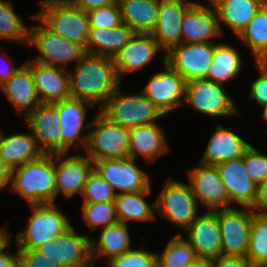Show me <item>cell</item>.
Wrapping results in <instances>:
<instances>
[{"instance_id":"6da1fadb","label":"cell","mask_w":267,"mask_h":267,"mask_svg":"<svg viewBox=\"0 0 267 267\" xmlns=\"http://www.w3.org/2000/svg\"><path fill=\"white\" fill-rule=\"evenodd\" d=\"M69 73L71 98L82 99L100 108L120 88L113 58L85 53Z\"/></svg>"},{"instance_id":"7a4b0ae2","label":"cell","mask_w":267,"mask_h":267,"mask_svg":"<svg viewBox=\"0 0 267 267\" xmlns=\"http://www.w3.org/2000/svg\"><path fill=\"white\" fill-rule=\"evenodd\" d=\"M55 179V154H43L10 170L8 183L29 205H44L55 204Z\"/></svg>"},{"instance_id":"3957f363","label":"cell","mask_w":267,"mask_h":267,"mask_svg":"<svg viewBox=\"0 0 267 267\" xmlns=\"http://www.w3.org/2000/svg\"><path fill=\"white\" fill-rule=\"evenodd\" d=\"M40 7L35 15L49 29L85 48L90 31L87 12L71 0H40Z\"/></svg>"},{"instance_id":"277c9868","label":"cell","mask_w":267,"mask_h":267,"mask_svg":"<svg viewBox=\"0 0 267 267\" xmlns=\"http://www.w3.org/2000/svg\"><path fill=\"white\" fill-rule=\"evenodd\" d=\"M122 93L118 88L99 109L111 122L132 129L154 124L164 117L142 92L132 95Z\"/></svg>"},{"instance_id":"5b68a950","label":"cell","mask_w":267,"mask_h":267,"mask_svg":"<svg viewBox=\"0 0 267 267\" xmlns=\"http://www.w3.org/2000/svg\"><path fill=\"white\" fill-rule=\"evenodd\" d=\"M32 18L41 23L29 28L27 47L33 46L39 52V56L34 61L65 68L71 61L77 63L86 53L83 46L61 37L49 29L36 15H32Z\"/></svg>"},{"instance_id":"8992f818","label":"cell","mask_w":267,"mask_h":267,"mask_svg":"<svg viewBox=\"0 0 267 267\" xmlns=\"http://www.w3.org/2000/svg\"><path fill=\"white\" fill-rule=\"evenodd\" d=\"M29 207L32 214L26 229L16 235L18 249H36L46 241L56 239L72 226L56 203Z\"/></svg>"},{"instance_id":"52a82bcc","label":"cell","mask_w":267,"mask_h":267,"mask_svg":"<svg viewBox=\"0 0 267 267\" xmlns=\"http://www.w3.org/2000/svg\"><path fill=\"white\" fill-rule=\"evenodd\" d=\"M86 126L94 127L86 147L93 161L129 157V129L111 122L100 111Z\"/></svg>"},{"instance_id":"ba28073f","label":"cell","mask_w":267,"mask_h":267,"mask_svg":"<svg viewBox=\"0 0 267 267\" xmlns=\"http://www.w3.org/2000/svg\"><path fill=\"white\" fill-rule=\"evenodd\" d=\"M155 202L156 212L182 229L187 230L197 216L199 205L189 183L168 178Z\"/></svg>"},{"instance_id":"9c48e42d","label":"cell","mask_w":267,"mask_h":267,"mask_svg":"<svg viewBox=\"0 0 267 267\" xmlns=\"http://www.w3.org/2000/svg\"><path fill=\"white\" fill-rule=\"evenodd\" d=\"M184 98L186 104L208 116L226 117L239 114L224 85L207 78L194 79L186 83Z\"/></svg>"},{"instance_id":"30bf717a","label":"cell","mask_w":267,"mask_h":267,"mask_svg":"<svg viewBox=\"0 0 267 267\" xmlns=\"http://www.w3.org/2000/svg\"><path fill=\"white\" fill-rule=\"evenodd\" d=\"M215 47L214 42H182L166 52V62L184 78L186 83L206 78L213 61Z\"/></svg>"},{"instance_id":"8fae6325","label":"cell","mask_w":267,"mask_h":267,"mask_svg":"<svg viewBox=\"0 0 267 267\" xmlns=\"http://www.w3.org/2000/svg\"><path fill=\"white\" fill-rule=\"evenodd\" d=\"M132 157L93 161V168L118 193H134L150 188L147 172L136 164Z\"/></svg>"},{"instance_id":"7c38bea8","label":"cell","mask_w":267,"mask_h":267,"mask_svg":"<svg viewBox=\"0 0 267 267\" xmlns=\"http://www.w3.org/2000/svg\"><path fill=\"white\" fill-rule=\"evenodd\" d=\"M252 220L253 211L250 208L218 210L222 255L246 258Z\"/></svg>"},{"instance_id":"4fadbf2b","label":"cell","mask_w":267,"mask_h":267,"mask_svg":"<svg viewBox=\"0 0 267 267\" xmlns=\"http://www.w3.org/2000/svg\"><path fill=\"white\" fill-rule=\"evenodd\" d=\"M73 226L56 239L36 248L40 253L58 261L64 267H94L90 236H80Z\"/></svg>"},{"instance_id":"5bb4252c","label":"cell","mask_w":267,"mask_h":267,"mask_svg":"<svg viewBox=\"0 0 267 267\" xmlns=\"http://www.w3.org/2000/svg\"><path fill=\"white\" fill-rule=\"evenodd\" d=\"M164 71L154 74L141 91L165 116L183 105L186 82L184 78L163 59Z\"/></svg>"},{"instance_id":"9a60e30c","label":"cell","mask_w":267,"mask_h":267,"mask_svg":"<svg viewBox=\"0 0 267 267\" xmlns=\"http://www.w3.org/2000/svg\"><path fill=\"white\" fill-rule=\"evenodd\" d=\"M188 178L197 204L202 203L207 210L233 208L216 166L198 162L195 168L189 170Z\"/></svg>"},{"instance_id":"2e32d148","label":"cell","mask_w":267,"mask_h":267,"mask_svg":"<svg viewBox=\"0 0 267 267\" xmlns=\"http://www.w3.org/2000/svg\"><path fill=\"white\" fill-rule=\"evenodd\" d=\"M24 121L43 154H62L61 125L57 107L53 103H40Z\"/></svg>"},{"instance_id":"e0dca14e","label":"cell","mask_w":267,"mask_h":267,"mask_svg":"<svg viewBox=\"0 0 267 267\" xmlns=\"http://www.w3.org/2000/svg\"><path fill=\"white\" fill-rule=\"evenodd\" d=\"M186 240L195 250L198 259L212 260L222 256V236L218 222V210H208L196 216L185 230Z\"/></svg>"},{"instance_id":"ac0fdd59","label":"cell","mask_w":267,"mask_h":267,"mask_svg":"<svg viewBox=\"0 0 267 267\" xmlns=\"http://www.w3.org/2000/svg\"><path fill=\"white\" fill-rule=\"evenodd\" d=\"M24 64L31 70L41 103H54L71 97L69 71L65 68L34 60H28Z\"/></svg>"},{"instance_id":"d6986e66","label":"cell","mask_w":267,"mask_h":267,"mask_svg":"<svg viewBox=\"0 0 267 267\" xmlns=\"http://www.w3.org/2000/svg\"><path fill=\"white\" fill-rule=\"evenodd\" d=\"M183 43H212L221 36L218 15L214 6H204L195 2L184 14L182 23Z\"/></svg>"},{"instance_id":"ffe728a7","label":"cell","mask_w":267,"mask_h":267,"mask_svg":"<svg viewBox=\"0 0 267 267\" xmlns=\"http://www.w3.org/2000/svg\"><path fill=\"white\" fill-rule=\"evenodd\" d=\"M92 169L93 160L88 155H70L67 158L65 153L55 154L56 197L59 192L67 198L82 194Z\"/></svg>"},{"instance_id":"44dd1931","label":"cell","mask_w":267,"mask_h":267,"mask_svg":"<svg viewBox=\"0 0 267 267\" xmlns=\"http://www.w3.org/2000/svg\"><path fill=\"white\" fill-rule=\"evenodd\" d=\"M195 2L186 0H161L153 37L165 52L182 43L181 23L186 11Z\"/></svg>"},{"instance_id":"7402d4cb","label":"cell","mask_w":267,"mask_h":267,"mask_svg":"<svg viewBox=\"0 0 267 267\" xmlns=\"http://www.w3.org/2000/svg\"><path fill=\"white\" fill-rule=\"evenodd\" d=\"M57 107L59 114V123L61 125V136H62V153H67L69 148L74 143H80L87 147L89 133L85 136L80 134L84 126L86 117V109L93 107V104L77 98H68L62 101H56L53 103ZM79 141V142H78Z\"/></svg>"},{"instance_id":"603a6c76","label":"cell","mask_w":267,"mask_h":267,"mask_svg":"<svg viewBox=\"0 0 267 267\" xmlns=\"http://www.w3.org/2000/svg\"><path fill=\"white\" fill-rule=\"evenodd\" d=\"M216 167L229 195L230 204L236 202L243 208L252 209L258 185L246 173L242 157L217 164Z\"/></svg>"},{"instance_id":"cb8c5ba5","label":"cell","mask_w":267,"mask_h":267,"mask_svg":"<svg viewBox=\"0 0 267 267\" xmlns=\"http://www.w3.org/2000/svg\"><path fill=\"white\" fill-rule=\"evenodd\" d=\"M159 49L162 48L152 34L135 33L114 58L119 80L151 62Z\"/></svg>"},{"instance_id":"d4e9b609","label":"cell","mask_w":267,"mask_h":267,"mask_svg":"<svg viewBox=\"0 0 267 267\" xmlns=\"http://www.w3.org/2000/svg\"><path fill=\"white\" fill-rule=\"evenodd\" d=\"M214 131L201 161H199L201 164L216 166L217 164L240 158L251 145L220 124L217 125V129Z\"/></svg>"},{"instance_id":"484cf974","label":"cell","mask_w":267,"mask_h":267,"mask_svg":"<svg viewBox=\"0 0 267 267\" xmlns=\"http://www.w3.org/2000/svg\"><path fill=\"white\" fill-rule=\"evenodd\" d=\"M0 90L15 107L17 113L24 112L25 117L41 103L31 70L25 64H22L17 72L0 86Z\"/></svg>"},{"instance_id":"4316f807","label":"cell","mask_w":267,"mask_h":267,"mask_svg":"<svg viewBox=\"0 0 267 267\" xmlns=\"http://www.w3.org/2000/svg\"><path fill=\"white\" fill-rule=\"evenodd\" d=\"M169 149L164 131L157 123L129 129V157L136 160L140 155L150 163Z\"/></svg>"},{"instance_id":"83f0119b","label":"cell","mask_w":267,"mask_h":267,"mask_svg":"<svg viewBox=\"0 0 267 267\" xmlns=\"http://www.w3.org/2000/svg\"><path fill=\"white\" fill-rule=\"evenodd\" d=\"M216 9L219 24L223 23L237 37L267 0H208Z\"/></svg>"},{"instance_id":"f1b7e54d","label":"cell","mask_w":267,"mask_h":267,"mask_svg":"<svg viewBox=\"0 0 267 267\" xmlns=\"http://www.w3.org/2000/svg\"><path fill=\"white\" fill-rule=\"evenodd\" d=\"M134 34L125 23L113 29L90 27L85 52L114 59Z\"/></svg>"},{"instance_id":"f546056e","label":"cell","mask_w":267,"mask_h":267,"mask_svg":"<svg viewBox=\"0 0 267 267\" xmlns=\"http://www.w3.org/2000/svg\"><path fill=\"white\" fill-rule=\"evenodd\" d=\"M43 153L39 150L32 133H15L0 136V156L10 171L22 164L38 159Z\"/></svg>"},{"instance_id":"4dcf8cb0","label":"cell","mask_w":267,"mask_h":267,"mask_svg":"<svg viewBox=\"0 0 267 267\" xmlns=\"http://www.w3.org/2000/svg\"><path fill=\"white\" fill-rule=\"evenodd\" d=\"M122 23L135 33L152 34L155 29L160 1L156 0H118Z\"/></svg>"},{"instance_id":"1f68e13d","label":"cell","mask_w":267,"mask_h":267,"mask_svg":"<svg viewBox=\"0 0 267 267\" xmlns=\"http://www.w3.org/2000/svg\"><path fill=\"white\" fill-rule=\"evenodd\" d=\"M99 239L91 238V258L96 266L100 257L110 258L123 255L132 250L129 228L127 224L118 222L101 229ZM98 260H97V259Z\"/></svg>"},{"instance_id":"d6a6232c","label":"cell","mask_w":267,"mask_h":267,"mask_svg":"<svg viewBox=\"0 0 267 267\" xmlns=\"http://www.w3.org/2000/svg\"><path fill=\"white\" fill-rule=\"evenodd\" d=\"M151 193V187L145 191L134 193H117L114 200L118 221L127 224L128 221H149L156 216V202L150 206L144 200Z\"/></svg>"},{"instance_id":"836d02e7","label":"cell","mask_w":267,"mask_h":267,"mask_svg":"<svg viewBox=\"0 0 267 267\" xmlns=\"http://www.w3.org/2000/svg\"><path fill=\"white\" fill-rule=\"evenodd\" d=\"M242 57L228 44H216L207 79L219 84L233 80L241 71Z\"/></svg>"},{"instance_id":"e575fe53","label":"cell","mask_w":267,"mask_h":267,"mask_svg":"<svg viewBox=\"0 0 267 267\" xmlns=\"http://www.w3.org/2000/svg\"><path fill=\"white\" fill-rule=\"evenodd\" d=\"M185 238L181 234H177L168 242L162 254L156 253V267H188L192 265L198 257Z\"/></svg>"},{"instance_id":"d590c367","label":"cell","mask_w":267,"mask_h":267,"mask_svg":"<svg viewBox=\"0 0 267 267\" xmlns=\"http://www.w3.org/2000/svg\"><path fill=\"white\" fill-rule=\"evenodd\" d=\"M246 259L254 267L267 264V216L253 213Z\"/></svg>"},{"instance_id":"8d00e7d4","label":"cell","mask_w":267,"mask_h":267,"mask_svg":"<svg viewBox=\"0 0 267 267\" xmlns=\"http://www.w3.org/2000/svg\"><path fill=\"white\" fill-rule=\"evenodd\" d=\"M12 7L10 1L0 0V39L17 41L27 46L29 29L26 28L27 26Z\"/></svg>"},{"instance_id":"74e56055","label":"cell","mask_w":267,"mask_h":267,"mask_svg":"<svg viewBox=\"0 0 267 267\" xmlns=\"http://www.w3.org/2000/svg\"><path fill=\"white\" fill-rule=\"evenodd\" d=\"M239 39L250 48L254 57L267 48V2L240 34Z\"/></svg>"},{"instance_id":"f35d334b","label":"cell","mask_w":267,"mask_h":267,"mask_svg":"<svg viewBox=\"0 0 267 267\" xmlns=\"http://www.w3.org/2000/svg\"><path fill=\"white\" fill-rule=\"evenodd\" d=\"M80 209L82 220H85L92 230H96L97 227L102 229L119 222L114 202L83 203Z\"/></svg>"},{"instance_id":"ab89813d","label":"cell","mask_w":267,"mask_h":267,"mask_svg":"<svg viewBox=\"0 0 267 267\" xmlns=\"http://www.w3.org/2000/svg\"><path fill=\"white\" fill-rule=\"evenodd\" d=\"M117 192L93 168L89 173L82 196L83 203L114 202Z\"/></svg>"},{"instance_id":"60d3db41","label":"cell","mask_w":267,"mask_h":267,"mask_svg":"<svg viewBox=\"0 0 267 267\" xmlns=\"http://www.w3.org/2000/svg\"><path fill=\"white\" fill-rule=\"evenodd\" d=\"M242 159L245 171L253 182L260 185L267 180V155L250 145Z\"/></svg>"},{"instance_id":"b9f144b4","label":"cell","mask_w":267,"mask_h":267,"mask_svg":"<svg viewBox=\"0 0 267 267\" xmlns=\"http://www.w3.org/2000/svg\"><path fill=\"white\" fill-rule=\"evenodd\" d=\"M90 27L113 29L122 24L119 2L87 12Z\"/></svg>"},{"instance_id":"7bdbcfd3","label":"cell","mask_w":267,"mask_h":267,"mask_svg":"<svg viewBox=\"0 0 267 267\" xmlns=\"http://www.w3.org/2000/svg\"><path fill=\"white\" fill-rule=\"evenodd\" d=\"M108 267H156V253L133 249L109 259Z\"/></svg>"},{"instance_id":"ee69618b","label":"cell","mask_w":267,"mask_h":267,"mask_svg":"<svg viewBox=\"0 0 267 267\" xmlns=\"http://www.w3.org/2000/svg\"><path fill=\"white\" fill-rule=\"evenodd\" d=\"M20 267H64L58 261L40 253L37 249H19Z\"/></svg>"},{"instance_id":"f6af8a7d","label":"cell","mask_w":267,"mask_h":267,"mask_svg":"<svg viewBox=\"0 0 267 267\" xmlns=\"http://www.w3.org/2000/svg\"><path fill=\"white\" fill-rule=\"evenodd\" d=\"M259 77L251 85L250 99H254L260 106L267 107V72L259 69Z\"/></svg>"},{"instance_id":"bcb514c9","label":"cell","mask_w":267,"mask_h":267,"mask_svg":"<svg viewBox=\"0 0 267 267\" xmlns=\"http://www.w3.org/2000/svg\"><path fill=\"white\" fill-rule=\"evenodd\" d=\"M212 267H254L246 258L233 256H219L210 260Z\"/></svg>"},{"instance_id":"7dc6e473","label":"cell","mask_w":267,"mask_h":267,"mask_svg":"<svg viewBox=\"0 0 267 267\" xmlns=\"http://www.w3.org/2000/svg\"><path fill=\"white\" fill-rule=\"evenodd\" d=\"M252 211L255 214L267 216V180L258 185L257 197Z\"/></svg>"},{"instance_id":"c3c4849f","label":"cell","mask_w":267,"mask_h":267,"mask_svg":"<svg viewBox=\"0 0 267 267\" xmlns=\"http://www.w3.org/2000/svg\"><path fill=\"white\" fill-rule=\"evenodd\" d=\"M85 12L118 2V0H71Z\"/></svg>"},{"instance_id":"681fc988","label":"cell","mask_w":267,"mask_h":267,"mask_svg":"<svg viewBox=\"0 0 267 267\" xmlns=\"http://www.w3.org/2000/svg\"><path fill=\"white\" fill-rule=\"evenodd\" d=\"M10 242L11 240L0 249V267H19V249L16 254L5 253Z\"/></svg>"},{"instance_id":"f907efd6","label":"cell","mask_w":267,"mask_h":267,"mask_svg":"<svg viewBox=\"0 0 267 267\" xmlns=\"http://www.w3.org/2000/svg\"><path fill=\"white\" fill-rule=\"evenodd\" d=\"M6 66L0 68V86L4 84L11 76H13L17 72V70L20 68V67L15 68V67L7 66L8 68L7 69Z\"/></svg>"},{"instance_id":"816d5d0a","label":"cell","mask_w":267,"mask_h":267,"mask_svg":"<svg viewBox=\"0 0 267 267\" xmlns=\"http://www.w3.org/2000/svg\"><path fill=\"white\" fill-rule=\"evenodd\" d=\"M257 68L267 72V48L255 57Z\"/></svg>"},{"instance_id":"f5cc1de1","label":"cell","mask_w":267,"mask_h":267,"mask_svg":"<svg viewBox=\"0 0 267 267\" xmlns=\"http://www.w3.org/2000/svg\"><path fill=\"white\" fill-rule=\"evenodd\" d=\"M10 171L3 164L2 158L0 156V188L6 187L8 185Z\"/></svg>"},{"instance_id":"db71d44e","label":"cell","mask_w":267,"mask_h":267,"mask_svg":"<svg viewBox=\"0 0 267 267\" xmlns=\"http://www.w3.org/2000/svg\"><path fill=\"white\" fill-rule=\"evenodd\" d=\"M6 230V226L0 228V249L11 240L10 234Z\"/></svg>"},{"instance_id":"11a10c76","label":"cell","mask_w":267,"mask_h":267,"mask_svg":"<svg viewBox=\"0 0 267 267\" xmlns=\"http://www.w3.org/2000/svg\"><path fill=\"white\" fill-rule=\"evenodd\" d=\"M188 267H212L210 260L197 259L192 265Z\"/></svg>"},{"instance_id":"9f6ffc18","label":"cell","mask_w":267,"mask_h":267,"mask_svg":"<svg viewBox=\"0 0 267 267\" xmlns=\"http://www.w3.org/2000/svg\"><path fill=\"white\" fill-rule=\"evenodd\" d=\"M262 118L265 120V122L267 121V107L263 109V112H262Z\"/></svg>"}]
</instances>
